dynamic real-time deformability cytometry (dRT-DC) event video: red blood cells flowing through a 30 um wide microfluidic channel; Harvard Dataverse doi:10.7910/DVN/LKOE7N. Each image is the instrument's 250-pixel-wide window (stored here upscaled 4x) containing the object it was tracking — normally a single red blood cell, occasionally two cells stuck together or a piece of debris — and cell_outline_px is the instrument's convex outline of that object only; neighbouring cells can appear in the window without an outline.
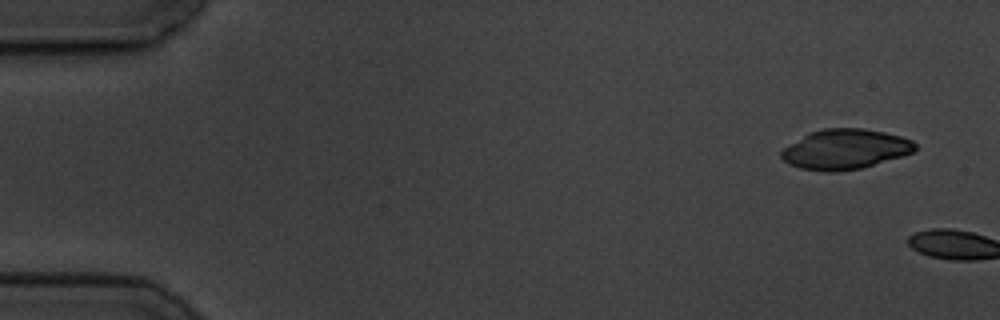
{"species": "common noctule bat (a hibernating species)", "species_latin": "Nyctalus noctula", "temperature_condition": "cold", "stored_images_in_passage": 2, "camera_frame_rate_fps": 3000, "um_per_image_px": 0.085, "animal": {"sex": "male", "body_mass_g": 19.5, "forearm_length_mm": 54.6}, "frame": {"image": 1, "passage_image": 1, "time_ms": 0.0, "image_size_px": [1000, 320], "cell_outline_px": [[916, 148], [912, 152], [900, 156], [860, 168], [836, 172], [824, 172], [800, 168], [788, 164], [780, 156], [780, 152], [784, 148], [808, 132], [824, 128], [864, 128], [884, 132], [900, 136], [912, 140], [916, 144]], "centroid_in_image_um": [71.79, 12.68], "position_along_channel_um": 13.2, "area_um2": 31.04}}